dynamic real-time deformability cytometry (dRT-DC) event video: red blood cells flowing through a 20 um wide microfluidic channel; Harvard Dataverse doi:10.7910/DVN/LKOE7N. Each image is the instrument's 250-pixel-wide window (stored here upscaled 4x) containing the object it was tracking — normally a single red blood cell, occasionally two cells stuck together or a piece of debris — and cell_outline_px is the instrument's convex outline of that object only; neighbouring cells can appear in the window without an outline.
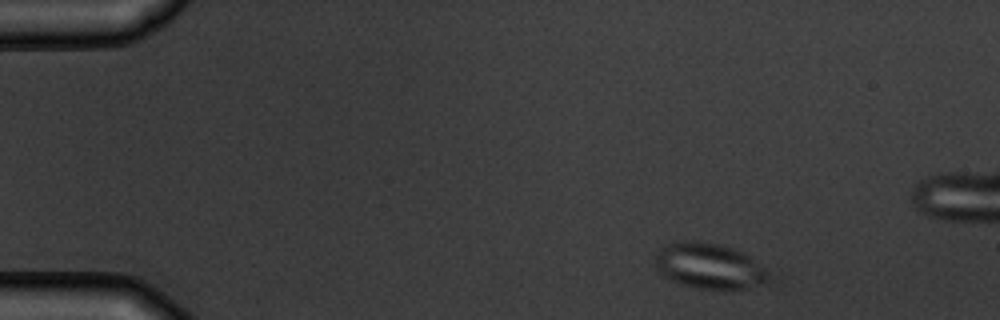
{"species": "common noctule bat (a hibernating species)", "species_latin": "Nyctalus noctula", "temperature_condition": "warm", "stored_images_in_passage": 4, "camera_frame_rate_fps": 3000, "um_per_image_px": 0.085, "animal": {"sex": "male", "body_mass_g": 19.5, "forearm_length_mm": 54.6}, "frame": {"image": 1, "passage_image": 1, "time_ms": 0.0, "image_size_px": [1000, 320], "cell_outline_px": [[768, 280], [764, 284], [748, 288], [696, 288], [680, 284], [664, 276], [656, 268], [652, 256], [664, 244], [676, 240], [700, 240], [720, 244], [736, 248], [744, 252], [764, 268], [768, 272]], "centroid_in_image_um": [60.22, 22.56], "position_along_channel_um": 24.8, "area_um2": 30.63}}